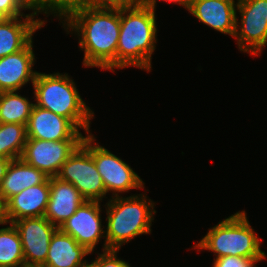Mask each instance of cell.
Returning <instances> with one entry per match:
<instances>
[{"label": "cell", "instance_id": "5bb4252c", "mask_svg": "<svg viewBox=\"0 0 267 267\" xmlns=\"http://www.w3.org/2000/svg\"><path fill=\"white\" fill-rule=\"evenodd\" d=\"M35 54L33 39L20 51L0 59V92L19 91L29 81L33 84Z\"/></svg>", "mask_w": 267, "mask_h": 267}, {"label": "cell", "instance_id": "44dd1931", "mask_svg": "<svg viewBox=\"0 0 267 267\" xmlns=\"http://www.w3.org/2000/svg\"><path fill=\"white\" fill-rule=\"evenodd\" d=\"M0 229V267H25L19 233L13 223Z\"/></svg>", "mask_w": 267, "mask_h": 267}, {"label": "cell", "instance_id": "6da1fadb", "mask_svg": "<svg viewBox=\"0 0 267 267\" xmlns=\"http://www.w3.org/2000/svg\"><path fill=\"white\" fill-rule=\"evenodd\" d=\"M56 16L59 20L64 18L61 23L67 34L74 32L78 36L80 50L84 51V67H100L115 72L120 7L65 0Z\"/></svg>", "mask_w": 267, "mask_h": 267}, {"label": "cell", "instance_id": "1f68e13d", "mask_svg": "<svg viewBox=\"0 0 267 267\" xmlns=\"http://www.w3.org/2000/svg\"><path fill=\"white\" fill-rule=\"evenodd\" d=\"M4 17L0 14V21L3 19Z\"/></svg>", "mask_w": 267, "mask_h": 267}, {"label": "cell", "instance_id": "9c48e42d", "mask_svg": "<svg viewBox=\"0 0 267 267\" xmlns=\"http://www.w3.org/2000/svg\"><path fill=\"white\" fill-rule=\"evenodd\" d=\"M81 143L82 140L27 139L21 159L47 177H56L62 165Z\"/></svg>", "mask_w": 267, "mask_h": 267}, {"label": "cell", "instance_id": "603a6c76", "mask_svg": "<svg viewBox=\"0 0 267 267\" xmlns=\"http://www.w3.org/2000/svg\"><path fill=\"white\" fill-rule=\"evenodd\" d=\"M33 8L28 0H0V14L4 18L26 16L22 11Z\"/></svg>", "mask_w": 267, "mask_h": 267}, {"label": "cell", "instance_id": "9a60e30c", "mask_svg": "<svg viewBox=\"0 0 267 267\" xmlns=\"http://www.w3.org/2000/svg\"><path fill=\"white\" fill-rule=\"evenodd\" d=\"M236 8L234 0H192L188 12L215 31L234 37Z\"/></svg>", "mask_w": 267, "mask_h": 267}, {"label": "cell", "instance_id": "f546056e", "mask_svg": "<svg viewBox=\"0 0 267 267\" xmlns=\"http://www.w3.org/2000/svg\"><path fill=\"white\" fill-rule=\"evenodd\" d=\"M7 225L6 218H5V204L1 199L0 196V225Z\"/></svg>", "mask_w": 267, "mask_h": 267}, {"label": "cell", "instance_id": "4316f807", "mask_svg": "<svg viewBox=\"0 0 267 267\" xmlns=\"http://www.w3.org/2000/svg\"><path fill=\"white\" fill-rule=\"evenodd\" d=\"M96 6L126 7L143 3V0H82Z\"/></svg>", "mask_w": 267, "mask_h": 267}, {"label": "cell", "instance_id": "30bf717a", "mask_svg": "<svg viewBox=\"0 0 267 267\" xmlns=\"http://www.w3.org/2000/svg\"><path fill=\"white\" fill-rule=\"evenodd\" d=\"M12 223L20 236L25 267H42L51 238L58 227L44 216L23 218Z\"/></svg>", "mask_w": 267, "mask_h": 267}, {"label": "cell", "instance_id": "ffe728a7", "mask_svg": "<svg viewBox=\"0 0 267 267\" xmlns=\"http://www.w3.org/2000/svg\"><path fill=\"white\" fill-rule=\"evenodd\" d=\"M35 103L17 91L0 92V118L2 123L28 124Z\"/></svg>", "mask_w": 267, "mask_h": 267}, {"label": "cell", "instance_id": "7a4b0ae2", "mask_svg": "<svg viewBox=\"0 0 267 267\" xmlns=\"http://www.w3.org/2000/svg\"><path fill=\"white\" fill-rule=\"evenodd\" d=\"M155 16V11L143 3L120 7L117 69L133 66L151 72L158 30Z\"/></svg>", "mask_w": 267, "mask_h": 267}, {"label": "cell", "instance_id": "8992f818", "mask_svg": "<svg viewBox=\"0 0 267 267\" xmlns=\"http://www.w3.org/2000/svg\"><path fill=\"white\" fill-rule=\"evenodd\" d=\"M95 140V136L89 134L83 138L82 144L90 151L106 192H112V197H116L119 193L132 189H143L145 183L131 166L105 147L95 143Z\"/></svg>", "mask_w": 267, "mask_h": 267}, {"label": "cell", "instance_id": "d6986e66", "mask_svg": "<svg viewBox=\"0 0 267 267\" xmlns=\"http://www.w3.org/2000/svg\"><path fill=\"white\" fill-rule=\"evenodd\" d=\"M48 177L39 169L25 163L21 158L10 162L0 186L4 204L24 189L42 184Z\"/></svg>", "mask_w": 267, "mask_h": 267}, {"label": "cell", "instance_id": "7402d4cb", "mask_svg": "<svg viewBox=\"0 0 267 267\" xmlns=\"http://www.w3.org/2000/svg\"><path fill=\"white\" fill-rule=\"evenodd\" d=\"M27 140L26 125L2 123L0 125V157L20 159Z\"/></svg>", "mask_w": 267, "mask_h": 267}, {"label": "cell", "instance_id": "cb8c5ba5", "mask_svg": "<svg viewBox=\"0 0 267 267\" xmlns=\"http://www.w3.org/2000/svg\"><path fill=\"white\" fill-rule=\"evenodd\" d=\"M118 251L116 249H109L103 251L102 254L98 253L97 257L90 264L93 267H131L128 262L117 257Z\"/></svg>", "mask_w": 267, "mask_h": 267}, {"label": "cell", "instance_id": "ba28073f", "mask_svg": "<svg viewBox=\"0 0 267 267\" xmlns=\"http://www.w3.org/2000/svg\"><path fill=\"white\" fill-rule=\"evenodd\" d=\"M236 10H239L241 25L236 14L233 38L237 39L239 50L260 56L267 45V0H237Z\"/></svg>", "mask_w": 267, "mask_h": 267}, {"label": "cell", "instance_id": "5b68a950", "mask_svg": "<svg viewBox=\"0 0 267 267\" xmlns=\"http://www.w3.org/2000/svg\"><path fill=\"white\" fill-rule=\"evenodd\" d=\"M247 213L238 211L214 227L194 246V249L208 250L216 255L240 256L246 258H267L261 250V241L247 219Z\"/></svg>", "mask_w": 267, "mask_h": 267}, {"label": "cell", "instance_id": "4dcf8cb0", "mask_svg": "<svg viewBox=\"0 0 267 267\" xmlns=\"http://www.w3.org/2000/svg\"><path fill=\"white\" fill-rule=\"evenodd\" d=\"M85 267H93L90 263H88Z\"/></svg>", "mask_w": 267, "mask_h": 267}, {"label": "cell", "instance_id": "83f0119b", "mask_svg": "<svg viewBox=\"0 0 267 267\" xmlns=\"http://www.w3.org/2000/svg\"><path fill=\"white\" fill-rule=\"evenodd\" d=\"M161 1H166V2H173V3H177L179 5H181L183 8L185 7L187 10L190 7V4L192 2V0H161ZM156 0H143V4L152 8L154 11H156Z\"/></svg>", "mask_w": 267, "mask_h": 267}, {"label": "cell", "instance_id": "52a82bcc", "mask_svg": "<svg viewBox=\"0 0 267 267\" xmlns=\"http://www.w3.org/2000/svg\"><path fill=\"white\" fill-rule=\"evenodd\" d=\"M73 184L86 201L107 198L101 175L98 173L90 151L81 143L62 165L56 176Z\"/></svg>", "mask_w": 267, "mask_h": 267}, {"label": "cell", "instance_id": "8fae6325", "mask_svg": "<svg viewBox=\"0 0 267 267\" xmlns=\"http://www.w3.org/2000/svg\"><path fill=\"white\" fill-rule=\"evenodd\" d=\"M101 202L85 201L59 229L72 236L89 252H94L100 239L106 237L101 219Z\"/></svg>", "mask_w": 267, "mask_h": 267}, {"label": "cell", "instance_id": "d4e9b609", "mask_svg": "<svg viewBox=\"0 0 267 267\" xmlns=\"http://www.w3.org/2000/svg\"><path fill=\"white\" fill-rule=\"evenodd\" d=\"M265 258H246L240 256H224L215 258L212 267H256V263Z\"/></svg>", "mask_w": 267, "mask_h": 267}, {"label": "cell", "instance_id": "277c9868", "mask_svg": "<svg viewBox=\"0 0 267 267\" xmlns=\"http://www.w3.org/2000/svg\"><path fill=\"white\" fill-rule=\"evenodd\" d=\"M32 86L36 106L69 119L78 129L91 134L90 120L94 112L83 101L68 74L37 72Z\"/></svg>", "mask_w": 267, "mask_h": 267}, {"label": "cell", "instance_id": "ac0fdd59", "mask_svg": "<svg viewBox=\"0 0 267 267\" xmlns=\"http://www.w3.org/2000/svg\"><path fill=\"white\" fill-rule=\"evenodd\" d=\"M91 254L72 236L59 228L54 232L42 267H85L89 262L84 257Z\"/></svg>", "mask_w": 267, "mask_h": 267}, {"label": "cell", "instance_id": "4fadbf2b", "mask_svg": "<svg viewBox=\"0 0 267 267\" xmlns=\"http://www.w3.org/2000/svg\"><path fill=\"white\" fill-rule=\"evenodd\" d=\"M42 12L34 7L32 13L26 16L0 21V59L22 50L32 40L36 30L45 25L46 21L35 18Z\"/></svg>", "mask_w": 267, "mask_h": 267}, {"label": "cell", "instance_id": "2e32d148", "mask_svg": "<svg viewBox=\"0 0 267 267\" xmlns=\"http://www.w3.org/2000/svg\"><path fill=\"white\" fill-rule=\"evenodd\" d=\"M50 196V178L24 189L5 203V218L12 223L23 218L44 216Z\"/></svg>", "mask_w": 267, "mask_h": 267}, {"label": "cell", "instance_id": "3957f363", "mask_svg": "<svg viewBox=\"0 0 267 267\" xmlns=\"http://www.w3.org/2000/svg\"><path fill=\"white\" fill-rule=\"evenodd\" d=\"M147 195L138 194L129 197H110L106 203V237L103 251L119 250L122 245L142 234H151L154 220V204ZM107 206V207H106ZM152 208V209H151Z\"/></svg>", "mask_w": 267, "mask_h": 267}, {"label": "cell", "instance_id": "f1b7e54d", "mask_svg": "<svg viewBox=\"0 0 267 267\" xmlns=\"http://www.w3.org/2000/svg\"><path fill=\"white\" fill-rule=\"evenodd\" d=\"M11 161H12L11 159L0 157V186H1L2 180L4 179L7 173V169Z\"/></svg>", "mask_w": 267, "mask_h": 267}, {"label": "cell", "instance_id": "484cf974", "mask_svg": "<svg viewBox=\"0 0 267 267\" xmlns=\"http://www.w3.org/2000/svg\"><path fill=\"white\" fill-rule=\"evenodd\" d=\"M33 7H36L43 11V14H47L48 17L50 14L56 16L65 0H28Z\"/></svg>", "mask_w": 267, "mask_h": 267}, {"label": "cell", "instance_id": "7c38bea8", "mask_svg": "<svg viewBox=\"0 0 267 267\" xmlns=\"http://www.w3.org/2000/svg\"><path fill=\"white\" fill-rule=\"evenodd\" d=\"M27 139L83 140L85 136L67 118L34 104L26 126Z\"/></svg>", "mask_w": 267, "mask_h": 267}, {"label": "cell", "instance_id": "e0dca14e", "mask_svg": "<svg viewBox=\"0 0 267 267\" xmlns=\"http://www.w3.org/2000/svg\"><path fill=\"white\" fill-rule=\"evenodd\" d=\"M85 201L73 184L50 177V196L44 217L59 228Z\"/></svg>", "mask_w": 267, "mask_h": 267}]
</instances>
